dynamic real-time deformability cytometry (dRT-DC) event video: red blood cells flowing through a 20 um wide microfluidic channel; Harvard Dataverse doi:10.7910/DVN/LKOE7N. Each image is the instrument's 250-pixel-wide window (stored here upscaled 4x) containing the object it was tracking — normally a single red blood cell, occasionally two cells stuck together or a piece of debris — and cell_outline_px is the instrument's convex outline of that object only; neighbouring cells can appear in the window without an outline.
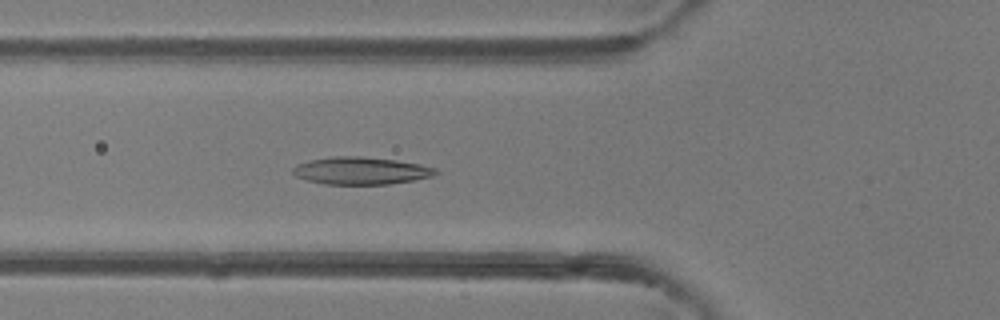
{"species": "common noctule bat (a hibernating species)", "species_latin": "Nyctalus noctula", "temperature_condition": "room temperature", "stored_images_in_passage": 48, "camera_frame_rate_fps": 3000, "um_per_image_px": 0.085, "animal": {"sex": "female"}, "frame": {"image": 1, "passage_image": 18, "time_ms": 5.667, "image_size_px": [1000, 320], "cell_outline_px": [[440, 172], [432, 176], [416, 180], [388, 184], [324, 184], [308, 180], [296, 176], [292, 172], [292, 168], [296, 164], [308, 160], [332, 156], [360, 156], [396, 160], [420, 164], [436, 168]], "centroid_in_image_um": [30.68, 14.5], "position_along_channel_um": 95.1, "area_um2": 22.95}}
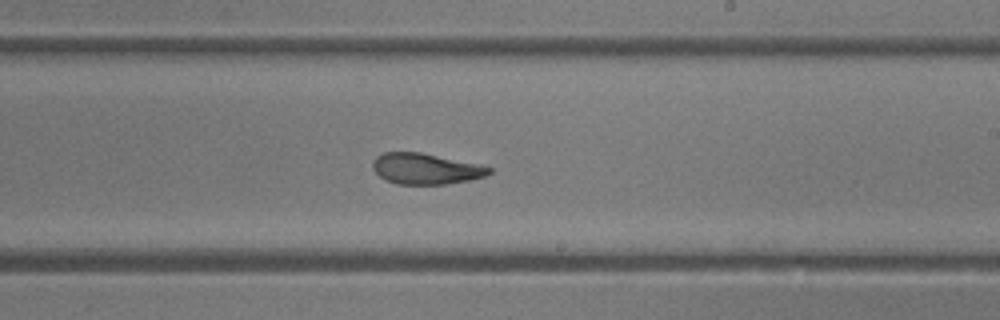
{"frame": {"image": 2, "passage_image": 29, "time_ms": 9.333, "image_size_px": [1000, 320], "cell_outline_px": [[492, 172], [488, 176], [468, 180], [444, 184], [396, 184], [384, 180], [372, 168], [372, 160], [376, 156], [384, 152], [420, 152], [476, 164], [492, 168]], "centroid_in_image_um": [36.14, 14.35], "position_along_channel_um": 252.9, "area_um2": 20.87}}
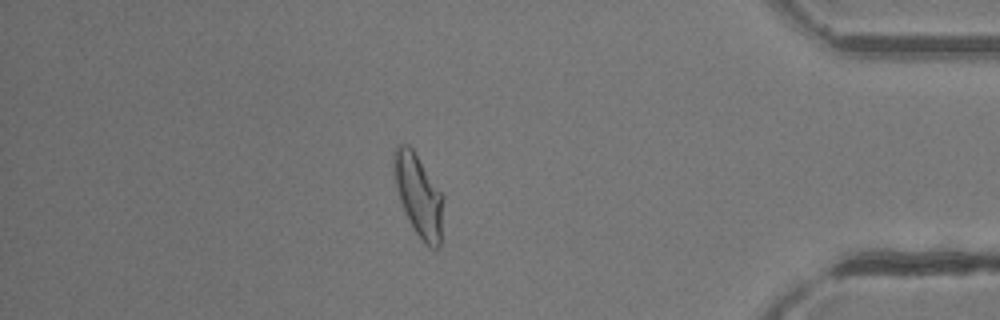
{"frame": {"image": 3, "passage_image": 42, "time_ms": 13.667, "image_size_px": [1000, 320], "cell_outline_px": [[444, 200], [440, 244], [436, 248], [432, 248], [424, 244], [416, 232], [400, 200], [392, 168], [392, 152], [396, 144], [408, 144], [412, 148], [444, 196]], "centroid_in_image_um": [35.57, 16.55], "position_along_channel_um": 399.6, "area_um2": 23.52}, "authors_computed_cell_mechanics": {"area_um2": 23.1489, "velocity_mm_per_s": 4.2933, "shape_relaxation_time_tau1_ms": 4.0315, "shape_relaxation_time_tau2_ms": 1.7224, "deformation_change_tau1": 0.1905, "deformation_change_tau2": 0.1017}}